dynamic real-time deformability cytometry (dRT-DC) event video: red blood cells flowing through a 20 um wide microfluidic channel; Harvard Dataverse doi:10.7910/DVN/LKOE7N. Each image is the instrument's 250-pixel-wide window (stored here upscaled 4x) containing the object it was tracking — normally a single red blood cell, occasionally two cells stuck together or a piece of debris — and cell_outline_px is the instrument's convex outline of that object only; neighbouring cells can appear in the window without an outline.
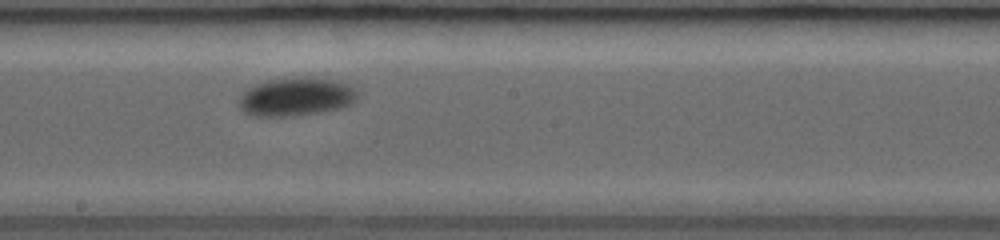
{"species": "common noctule bat (a hibernating species)", "species_latin": "Nyctalus noctula", "temperature_condition": "room temperature", "stored_images_in_passage": 9, "camera_frame_rate_fps": 3000, "um_per_image_px": 0.085, "animal": {"sex": "female", "body_mass_g": 19.0, "forearm_length_mm": 53.3}, "frame": {"image": 1, "passage_image": 8, "time_ms": 6.0, "image_size_px": [1000, 240], "cell_outline_px": [[356, 100], [352, 104], [340, 108], [296, 116], [256, 116], [244, 112], [240, 108], [240, 96], [248, 88], [256, 84], [268, 80], [304, 76], [308, 76], [340, 80], [348, 84], [356, 92]], "centroid_in_image_um": [25.19, 8.21], "position_along_channel_um": 223.0, "area_um2": 26.59}}
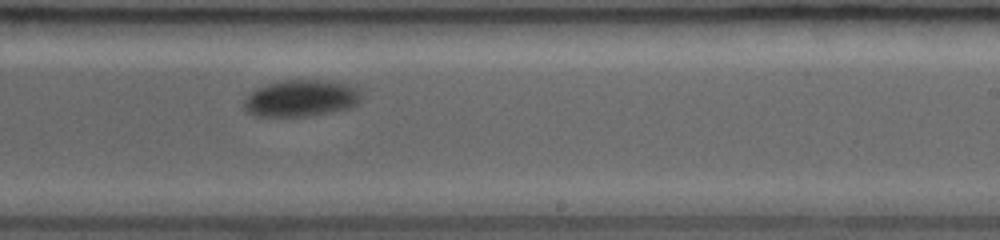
{"frame": {"image": 2, "passage_image": 9, "time_ms": 7.0, "image_size_px": [1000, 240], "cell_outline_px": [[360, 96], [356, 104], [352, 108], [308, 116], [256, 116], [248, 112], [244, 108], [244, 100], [256, 88], [268, 84], [284, 80], [320, 80], [356, 84], [360, 92]], "centroid_in_image_um": [25.63, 8.34], "position_along_channel_um": 263.4, "area_um2": 25.14}}